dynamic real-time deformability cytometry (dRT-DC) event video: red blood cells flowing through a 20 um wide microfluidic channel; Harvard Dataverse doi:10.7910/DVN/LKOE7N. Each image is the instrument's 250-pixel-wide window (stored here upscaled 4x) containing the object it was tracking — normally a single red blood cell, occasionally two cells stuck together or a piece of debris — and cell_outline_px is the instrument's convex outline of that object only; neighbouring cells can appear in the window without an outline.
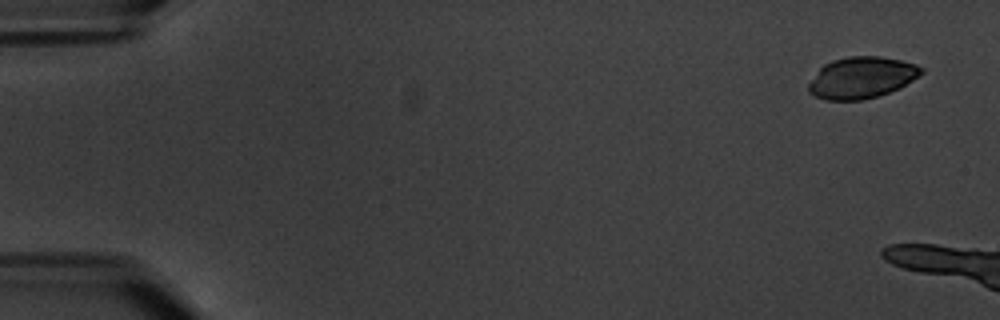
{"species": "common noctule bat (a hibernating species)", "species_latin": "Nyctalus noctula", "temperature_condition": "warm", "stored_images_in_passage": 3, "camera_frame_rate_fps": 3000, "um_per_image_px": 0.085, "animal": {"sex": "male", "body_mass_g": 20.1, "forearm_length_mm": 53.5}, "frame": {"image": 1, "passage_image": 1, "time_ms": 0.0, "image_size_px": [1000, 320], "cell_outline_px": [[924, 72], [900, 88], [864, 100], [824, 100], [808, 92], [808, 84], [820, 68], [824, 64], [832, 60], [848, 56], [880, 56], [900, 60], [916, 64], [924, 68]], "centroid_in_image_um": [73.24, 6.59], "position_along_channel_um": 11.8, "area_um2": 27.22}}